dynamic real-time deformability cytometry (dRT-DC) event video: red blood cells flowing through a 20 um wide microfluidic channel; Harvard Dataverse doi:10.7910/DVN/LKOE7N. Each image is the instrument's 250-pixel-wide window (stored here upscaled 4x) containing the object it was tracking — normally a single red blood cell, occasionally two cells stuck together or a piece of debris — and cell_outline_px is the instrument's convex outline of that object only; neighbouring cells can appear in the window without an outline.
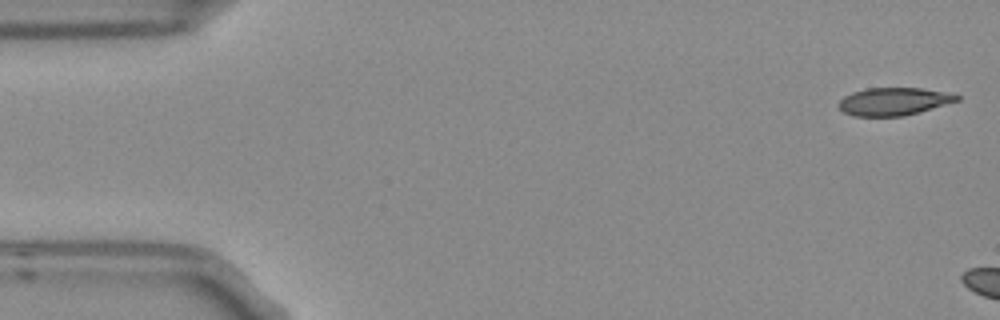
{"species": "Egyptian fruit bat (a non-hibernating species)", "species_latin": "Rousettus aegyptiacus", "temperature_condition": "room temperature", "stored_images_in_passage": 3, "camera_frame_rate_fps": 3000, "um_per_image_px": 0.085, "frame": {"image": 1, "passage_image": 1, "time_ms": 0.0, "image_size_px": [1000, 320], "cell_outline_px": [[960, 100], [920, 112], [904, 116], [852, 116], [844, 112], [836, 104], [844, 96], [852, 92], [868, 88], [920, 88], [960, 96]], "centroid_in_image_um": [75.92, 8.63], "position_along_channel_um": 9.1, "area_um2": 18.96}}